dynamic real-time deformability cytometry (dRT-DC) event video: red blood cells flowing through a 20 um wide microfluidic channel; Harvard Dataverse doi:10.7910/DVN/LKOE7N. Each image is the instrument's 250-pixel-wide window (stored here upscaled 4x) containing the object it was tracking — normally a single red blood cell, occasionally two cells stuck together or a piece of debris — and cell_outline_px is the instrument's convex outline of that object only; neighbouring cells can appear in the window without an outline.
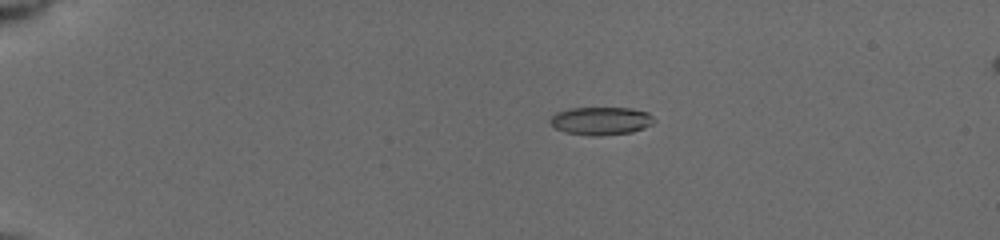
{"species": "common noctule bat (a hibernating species)", "species_latin": "Nyctalus noctula", "temperature_condition": "cold", "stored_images_in_passage": 39, "camera_frame_rate_fps": 3000, "um_per_image_px": 0.085, "animal": {"sex": "female", "body_mass_g": 19.5, "forearm_length_mm": 54.1}, "frame": {"image": 1, "passage_image": 2, "time_ms": 0.667, "image_size_px": [1000, 240], "cell_outline_px": [[656, 120], [652, 124], [644, 128], [632, 132], [600, 136], [592, 136], [564, 132], [556, 128], [548, 120], [556, 112], [568, 108], [632, 108], [648, 112]], "centroid_in_image_um": [51.09, 10.27], "position_along_channel_um": 33.9, "area_um2": 17.11}}
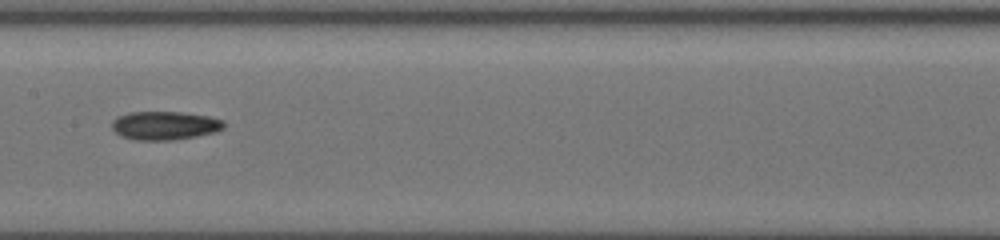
{"frame": {"image": 2, "passage_image": 25, "time_ms": 6.667, "image_size_px": [1000, 240], "cell_outline_px": [[224, 128], [216, 132], [196, 136], [172, 140], [136, 140], [120, 136], [112, 128], [112, 120], [116, 116], [128, 112], [180, 112], [208, 116], [224, 120]], "centroid_in_image_um": [13.98, 10.67], "position_along_channel_um": 193.4, "area_um2": 18.73}}
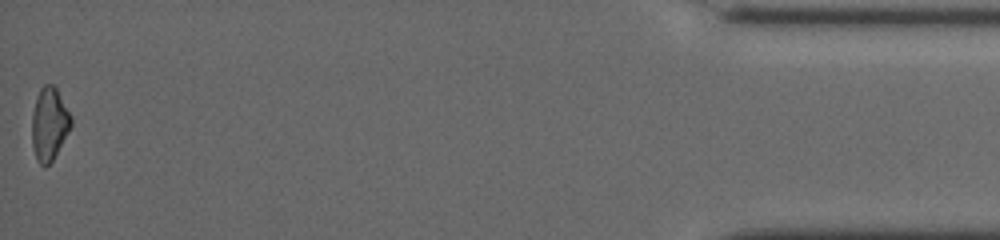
{"frame": {"image": 3, "passage_image": 39, "time_ms": 14.667, "image_size_px": [1000, 240], "cell_outline_px": [[72, 124], [68, 132], [52, 160], [44, 168], [36, 160], [32, 144], [32, 116], [36, 96], [40, 88], [44, 84], [52, 84], [56, 88], [72, 116]], "centroid_in_image_um": [4.18, 10.52], "position_along_channel_um": 431.0, "area_um2": 16.59}, "authors_computed_cell_mechanics": {"area_um2": 17.918, "velocity_mm_per_s": 3.9528, "shape_relaxation_time_tau1_ms": 4.7284, "shape_relaxation_time_tau2_ms": 6.5226, "deformation_change_tau1": 0.0921, "deformation_change_tau2": 0.1546}}